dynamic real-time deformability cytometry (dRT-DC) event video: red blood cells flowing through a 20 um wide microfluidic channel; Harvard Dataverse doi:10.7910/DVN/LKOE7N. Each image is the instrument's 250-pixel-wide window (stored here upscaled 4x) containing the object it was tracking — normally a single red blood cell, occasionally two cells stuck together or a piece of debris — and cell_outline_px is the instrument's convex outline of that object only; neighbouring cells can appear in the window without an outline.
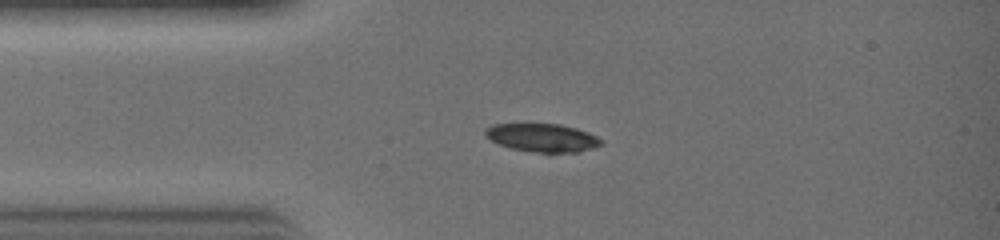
{"species": "common noctule bat (a hibernating species)", "species_latin": "Nyctalus noctula", "temperature_condition": "warm", "stored_images_in_passage": 29, "camera_frame_rate_fps": 3000, "um_per_image_px": 0.085, "animal": {"sex": "female", "body_mass_g": 19.0, "forearm_length_mm": 51.5}, "frame": {"image": 1, "passage_image": 5, "time_ms": 1.333, "image_size_px": [1000, 240], "cell_outline_px": [[604, 144], [580, 152], [532, 152], [508, 148], [484, 136], [484, 132], [492, 124], [528, 120], [560, 124], [576, 128], [588, 132], [604, 140]], "centroid_in_image_um": [46.06, 11.65], "position_along_channel_um": 38.9, "area_um2": 20.11}}
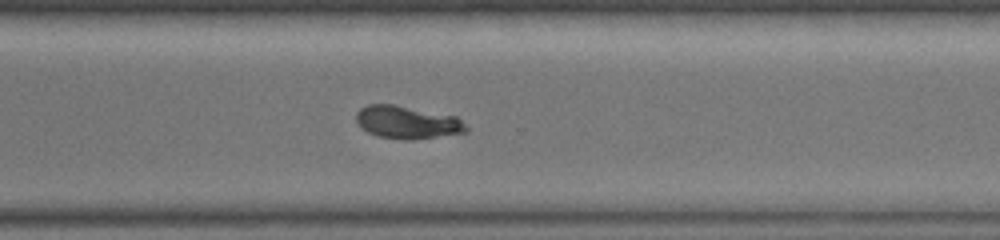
{"frame": {"image": 2, "passage_image": 20, "time_ms": 6.333, "image_size_px": [1000, 240], "cell_outline_px": [[468, 132], [436, 136], [380, 136], [368, 132], [356, 120], [356, 112], [360, 108], [368, 104], [392, 104], [456, 116], [468, 128]], "centroid_in_image_um": [34.61, 10.33], "position_along_channel_um": 336.0, "area_um2": 19.77}}
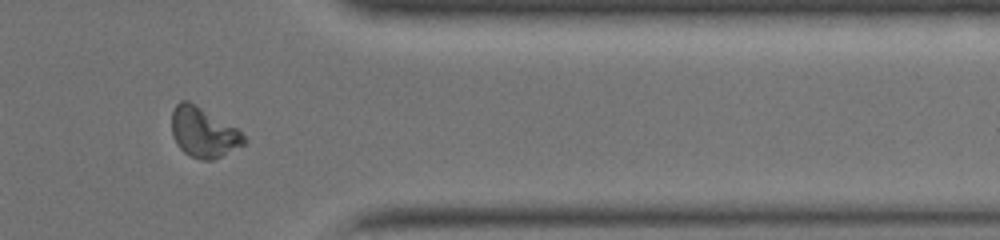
{"frame": {"image": 3, "passage_image": 23, "time_ms": 7.333, "image_size_px": [1000, 240], "cell_outline_px": [[248, 140], [244, 144], [212, 160], [200, 160], [184, 152], [180, 148], [172, 136], [172, 112], [176, 104], [180, 100], [188, 100], [236, 128]], "centroid_in_image_um": [17.27, 11.25], "position_along_channel_um": 394.1, "area_um2": 20.69}}